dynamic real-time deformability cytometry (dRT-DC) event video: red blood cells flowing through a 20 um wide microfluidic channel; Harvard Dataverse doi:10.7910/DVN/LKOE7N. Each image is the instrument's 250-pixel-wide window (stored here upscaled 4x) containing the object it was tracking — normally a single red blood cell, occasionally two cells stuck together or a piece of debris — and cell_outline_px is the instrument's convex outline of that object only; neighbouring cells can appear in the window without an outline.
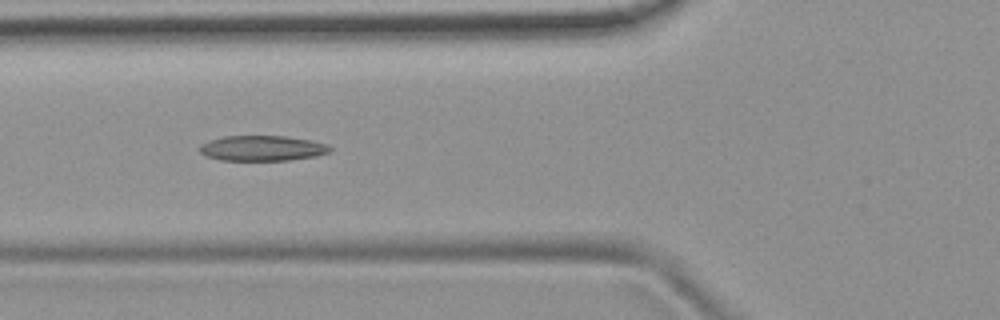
{"species": "common noctule bat (a hibernating species)", "species_latin": "Nyctalus noctula", "temperature_condition": "room temperature", "stored_images_in_passage": 7, "camera_frame_rate_fps": 3000, "um_per_image_px": 0.085, "animal": {"sex": "female", "body_mass_g": 19.9}, "frame": {"image": 1, "passage_image": 5, "time_ms": 4.667, "image_size_px": [1000, 320], "cell_outline_px": [[332, 148], [328, 152], [316, 156], [288, 160], [220, 160], [208, 156], [200, 152], [200, 144], [208, 140], [224, 136], [284, 136], [312, 140], [328, 144]], "centroid_in_image_um": [22.3, 12.59], "position_along_channel_um": 103.5, "area_um2": 19.19}}
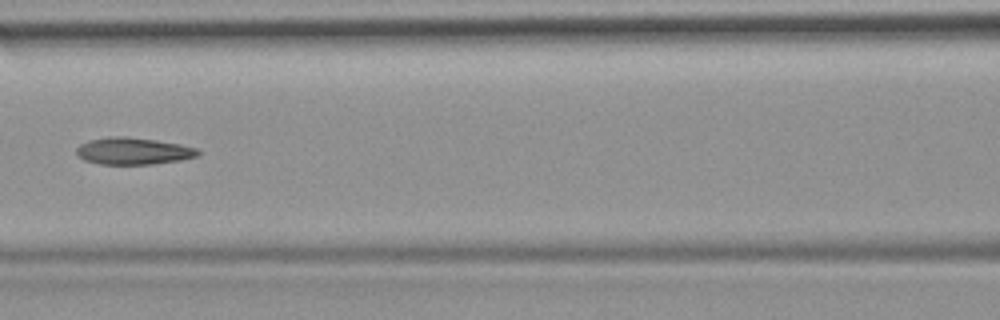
{"frame": {"image": 2, "passage_image": 6, "time_ms": 6.0, "image_size_px": [1000, 320], "cell_outline_px": [[200, 156], [180, 160], [152, 164], [100, 164], [84, 160], [76, 156], [76, 148], [80, 144], [88, 140], [108, 136], [128, 136], [156, 140], [180, 144], [196, 148], [200, 152]], "centroid_in_image_um": [11.3, 12.83], "position_along_channel_um": 155.3, "area_um2": 19.31}}
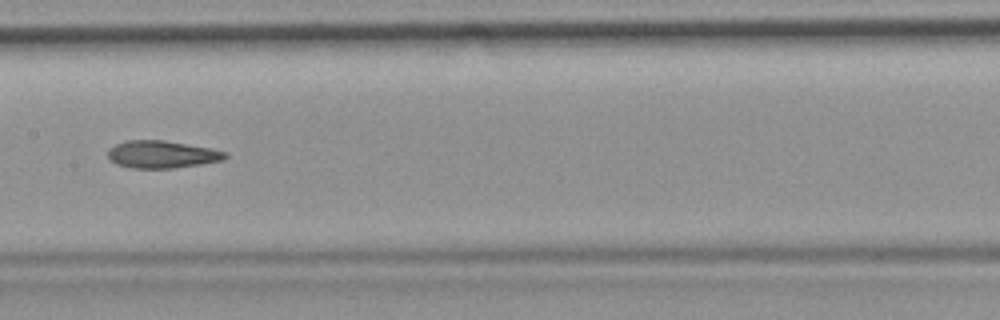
{"frame": {"image": 3, "passage_image": 7, "time_ms": 7.0, "image_size_px": [1000, 320], "cell_outline_px": [[228, 156], [224, 160], [200, 164], [172, 168], [132, 168], [116, 164], [108, 156], [108, 148], [124, 140], [164, 140], [212, 148], [228, 152]], "centroid_in_image_um": [13.78, 13.11], "position_along_channel_um": 193.6, "area_um2": 18.84}}